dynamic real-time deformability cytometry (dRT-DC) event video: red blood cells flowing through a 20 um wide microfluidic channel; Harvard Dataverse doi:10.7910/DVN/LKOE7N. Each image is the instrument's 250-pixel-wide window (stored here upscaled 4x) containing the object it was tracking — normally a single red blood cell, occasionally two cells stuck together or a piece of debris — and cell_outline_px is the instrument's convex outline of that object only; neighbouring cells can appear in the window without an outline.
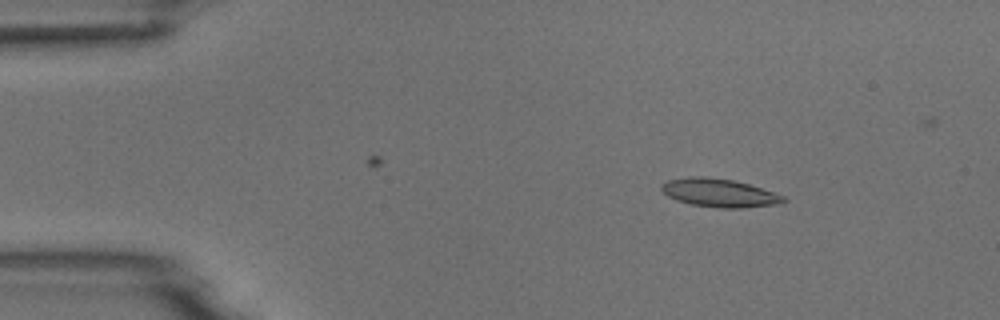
{"species": "common noctule bat (a hibernating species)", "species_latin": "Nyctalus noctula", "temperature_condition": "room temperature", "stored_images_in_passage": 5, "camera_frame_rate_fps": 3000, "um_per_image_px": 0.085, "animal": {"sex": "male", "body_mass_g": 18.8}, "frame": {"image": 1, "passage_image": 1, "time_ms": 0.0, "image_size_px": [1000, 320], "cell_outline_px": [[788, 200], [784, 204], [744, 208], [720, 208], [692, 204], [676, 200], [668, 196], [660, 188], [660, 184], [668, 180], [688, 176], [708, 176], [732, 180], [748, 184], [784, 196]], "centroid_in_image_um": [61.15, 16.4], "position_along_channel_um": 23.8, "area_um2": 20.29}}
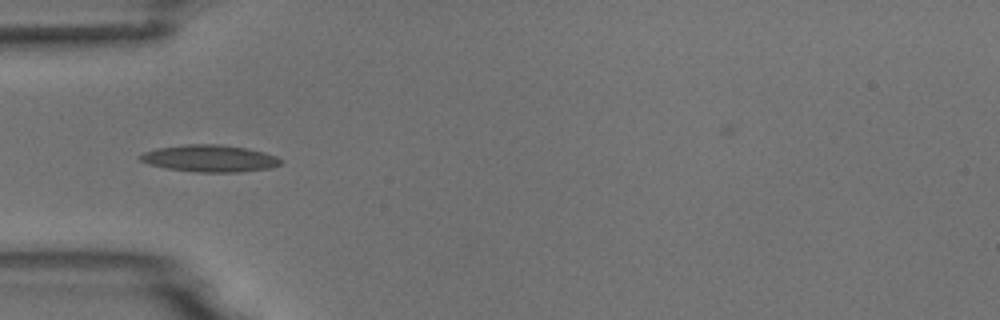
{"frame": {"image": 2, "passage_image": 3, "time_ms": 3.0, "image_size_px": [1000, 320], "cell_outline_px": [[284, 160], [280, 164], [268, 168], [240, 172], [196, 172], [168, 168], [148, 164], [140, 160], [140, 156], [144, 152], [156, 148], [188, 144], [220, 144], [244, 148], [264, 152], [276, 156]], "centroid_in_image_um": [17.83, 13.46], "position_along_channel_um": 67.2, "area_um2": 21.91}}